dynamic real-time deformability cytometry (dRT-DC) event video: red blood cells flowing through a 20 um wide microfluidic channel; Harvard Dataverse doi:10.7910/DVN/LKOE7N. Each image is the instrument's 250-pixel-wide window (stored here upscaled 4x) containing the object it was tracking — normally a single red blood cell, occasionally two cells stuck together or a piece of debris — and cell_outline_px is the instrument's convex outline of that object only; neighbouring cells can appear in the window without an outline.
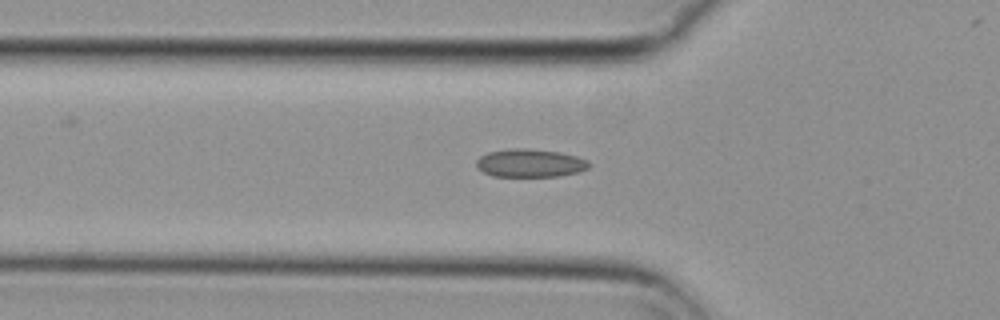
{"species": "common noctule bat (a hibernating species)", "species_latin": "Nyctalus noctula", "temperature_condition": "cold", "stored_images_in_passage": 50, "camera_frame_rate_fps": 3000, "um_per_image_px": 0.085, "animal": {"sex": "female", "body_mass_g": 29.2, "forearm_length_mm": 56.3}, "frame": {"image": 1, "passage_image": 18, "time_ms": 5.667, "image_size_px": [1000, 320], "cell_outline_px": [[592, 164], [588, 168], [580, 172], [560, 176], [492, 176], [476, 168], [476, 160], [480, 156], [488, 152], [508, 148], [528, 148], [560, 152], [576, 156], [588, 160]], "centroid_in_image_um": [45.07, 13.86], "position_along_channel_um": 80.7, "area_um2": 18.73}}
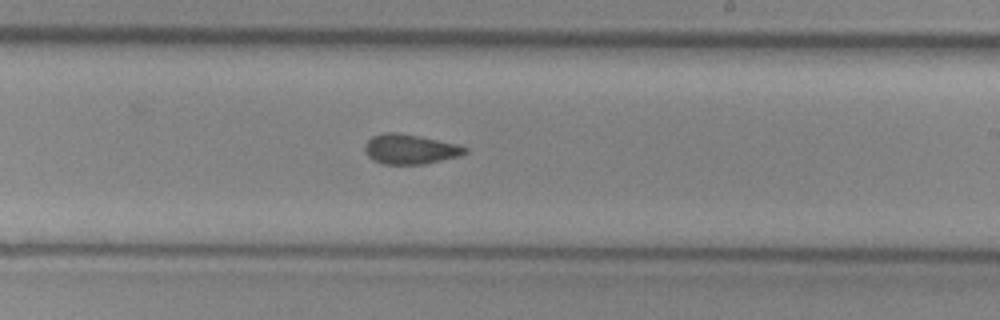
{"frame": {"image": 2, "passage_image": 32, "time_ms": 10.333, "image_size_px": [1000, 320], "cell_outline_px": [[468, 152], [460, 156], [424, 164], [384, 164], [372, 160], [364, 152], [364, 144], [372, 136], [384, 132], [400, 132], [456, 144], [468, 148]], "centroid_in_image_um": [34.82, 12.68], "position_along_channel_um": 254.2, "area_um2": 17.51}}
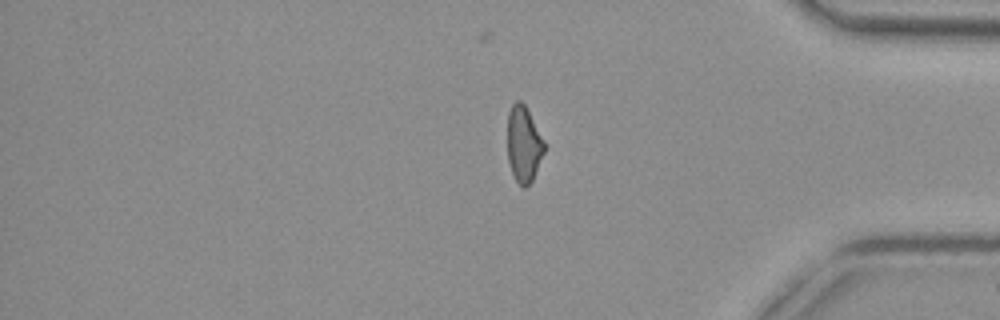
{"frame": {"image": 3, "passage_image": 45, "time_ms": 14.667, "image_size_px": [1000, 320], "cell_outline_px": [[544, 152], [532, 180], [524, 188], [516, 180], [512, 172], [508, 160], [508, 112], [512, 104], [516, 100], [520, 100], [524, 104], [544, 140]], "centroid_in_image_um": [44.5, 12.23], "position_along_channel_um": 390.7, "area_um2": 16.01}, "authors_computed_cell_mechanics": {"area_um2": 17.8024, "velocity_mm_per_s": 3.7087, "shape_relaxation_time_tau1_ms": null, "shape_relaxation_time_tau2_ms": 5.6521, "deformation_change_tau1": null, "deformation_change_tau2": 0.1049}}